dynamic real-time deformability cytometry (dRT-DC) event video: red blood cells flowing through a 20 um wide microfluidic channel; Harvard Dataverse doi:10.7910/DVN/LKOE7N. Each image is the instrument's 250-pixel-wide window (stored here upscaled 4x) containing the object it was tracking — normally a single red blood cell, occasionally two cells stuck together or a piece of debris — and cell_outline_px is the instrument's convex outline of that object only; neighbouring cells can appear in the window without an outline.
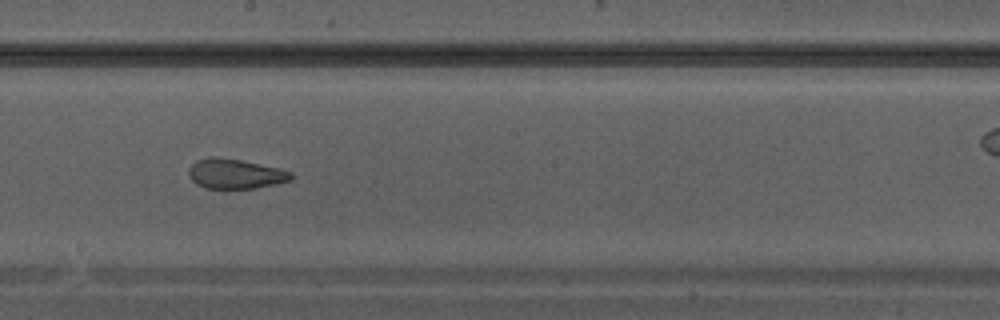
{"species": "Egyptian fruit bat (a non-hibernating species)", "species_latin": "Rousettus aegyptiacus", "temperature_condition": "warm", "stored_images_in_passage": 32, "camera_frame_rate_fps": 3000, "um_per_image_px": 0.085, "animal": {"sex": "male"}, "frame": {"image": 1, "passage_image": 19, "time_ms": 6.0, "image_size_px": [1000, 320], "cell_outline_px": [[292, 180], [276, 184], [256, 188], [204, 188], [196, 184], [192, 180], [188, 172], [192, 164], [196, 160], [212, 156], [240, 160], [280, 168], [292, 172]], "centroid_in_image_um": [20.01, 14.77], "position_along_channel_um": 228.2, "area_um2": 17.74}}